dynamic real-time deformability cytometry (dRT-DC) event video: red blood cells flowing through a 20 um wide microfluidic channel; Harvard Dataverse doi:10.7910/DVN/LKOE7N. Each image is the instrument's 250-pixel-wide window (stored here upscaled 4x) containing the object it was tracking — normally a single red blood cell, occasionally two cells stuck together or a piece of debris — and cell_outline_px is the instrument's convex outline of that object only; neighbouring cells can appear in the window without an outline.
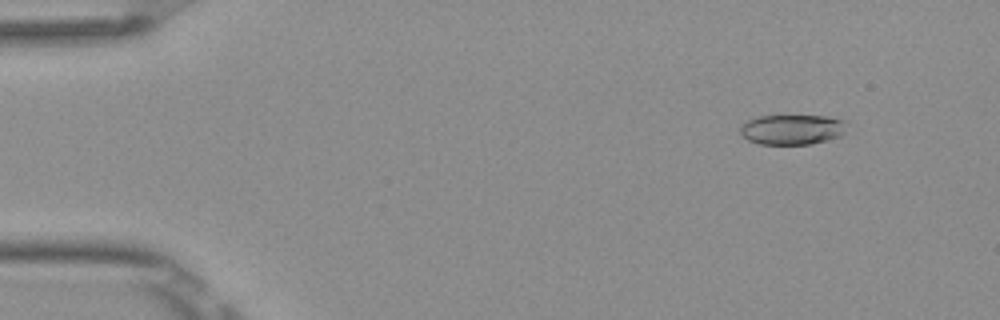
{"species": "Egyptian fruit bat (a non-hibernating species)", "species_latin": "Rousettus aegyptiacus", "temperature_condition": "room temperature", "stored_images_in_passage": 53, "camera_frame_rate_fps": 3000, "um_per_image_px": 0.085, "frame": {"image": 1, "passage_image": 6, "time_ms": 1.667, "image_size_px": [1000, 320], "cell_outline_px": [[848, 120], [844, 132], [840, 136], [828, 140], [812, 144], [760, 144], [748, 140], [740, 132], [740, 128], [748, 120], [756, 116], [828, 116]], "centroid_in_image_um": [67.38, 11.0], "position_along_channel_um": 17.6, "area_um2": 18.79}}
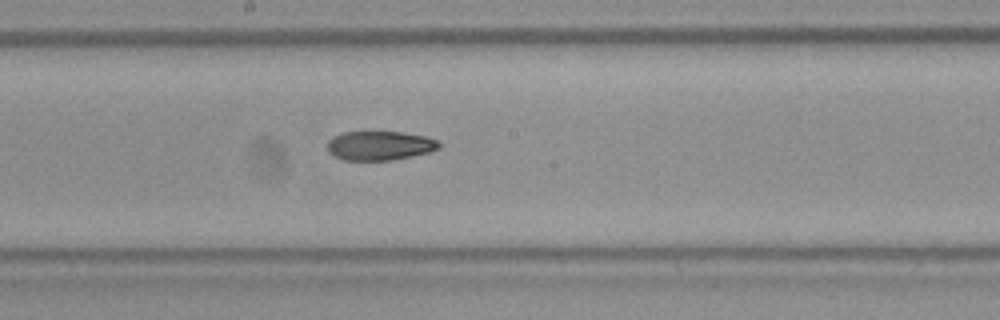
{"frame": {"image": 2, "passage_image": 29, "time_ms": 9.333, "image_size_px": [1000, 320], "cell_outline_px": [[440, 148], [428, 152], [412, 156], [392, 160], [344, 160], [328, 152], [328, 140], [332, 136], [344, 132], [404, 132], [424, 136], [440, 140]], "centroid_in_image_um": [32.29, 12.37], "position_along_channel_um": 215.9, "area_um2": 19.02}}
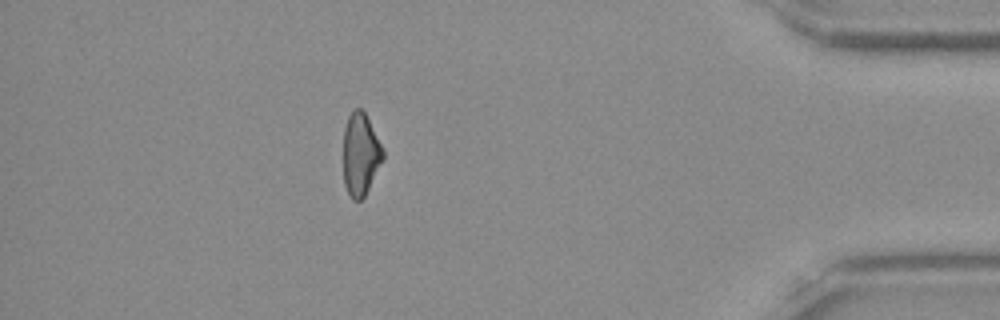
{"frame": {"image": 3, "passage_image": 47, "time_ms": 15.333, "image_size_px": [1000, 320], "cell_outline_px": [[384, 160], [364, 196], [360, 200], [352, 200], [344, 184], [344, 128], [348, 116], [352, 108], [360, 108], [364, 112], [384, 148]], "centroid_in_image_um": [30.66, 13.1], "position_along_channel_um": 404.5, "area_um2": 19.13}, "authors_computed_cell_mechanics": {"area_um2": 19.941, "velocity_mm_per_s": 3.8936, "shape_relaxation_time_tau1_ms": null, "shape_relaxation_time_tau2_ms": 9.2729, "deformation_change_tau1": null, "deformation_change_tau2": 0.1867}}